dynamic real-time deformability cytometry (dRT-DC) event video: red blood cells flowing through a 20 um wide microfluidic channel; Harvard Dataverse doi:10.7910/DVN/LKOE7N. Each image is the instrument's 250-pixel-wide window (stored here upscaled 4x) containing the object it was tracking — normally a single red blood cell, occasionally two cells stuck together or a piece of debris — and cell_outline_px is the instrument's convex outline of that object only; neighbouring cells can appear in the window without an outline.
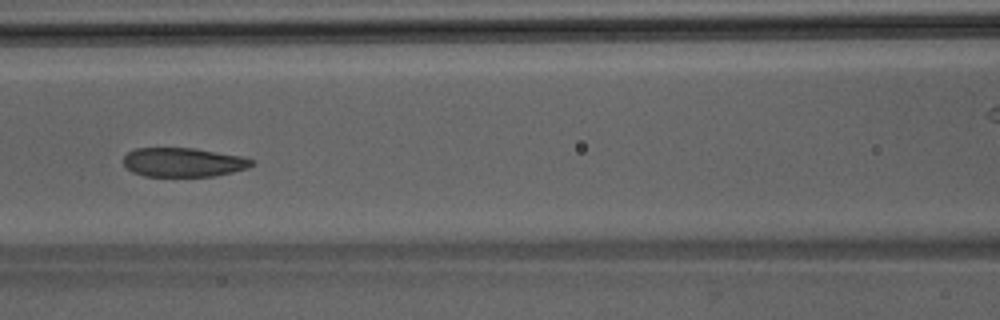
{"species": "Egyptian fruit bat (a non-hibernating species)", "species_latin": "Rousettus aegyptiacus", "temperature_condition": "room temperature", "stored_images_in_passage": 47, "camera_frame_rate_fps": 3000, "um_per_image_px": 0.085, "animal": {"sex": "male"}, "frame": {"image": 1, "passage_image": 19, "time_ms": 6.0, "image_size_px": [1000, 320], "cell_outline_px": [[256, 164], [248, 168], [216, 176], [144, 176], [132, 172], [124, 164], [124, 156], [128, 152], [136, 148], [196, 148], [244, 156], [256, 160]], "centroid_in_image_um": [15.65, 13.79], "position_along_channel_um": 150.9, "area_um2": 22.02}}
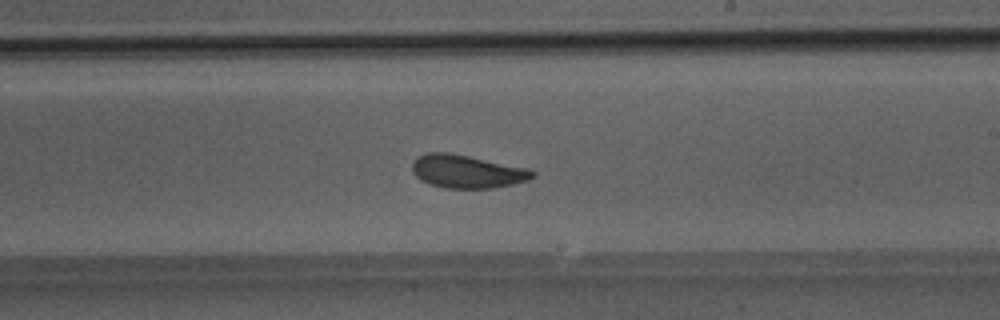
{"frame": {"image": 2, "passage_image": 26, "time_ms": 8.333, "image_size_px": [1000, 320], "cell_outline_px": [[536, 176], [528, 180], [512, 184], [492, 188], [444, 188], [420, 180], [412, 172], [412, 160], [416, 156], [428, 152], [448, 152], [528, 168], [536, 172]], "centroid_in_image_um": [39.67, 14.57], "position_along_channel_um": 249.3, "area_um2": 23.29}}
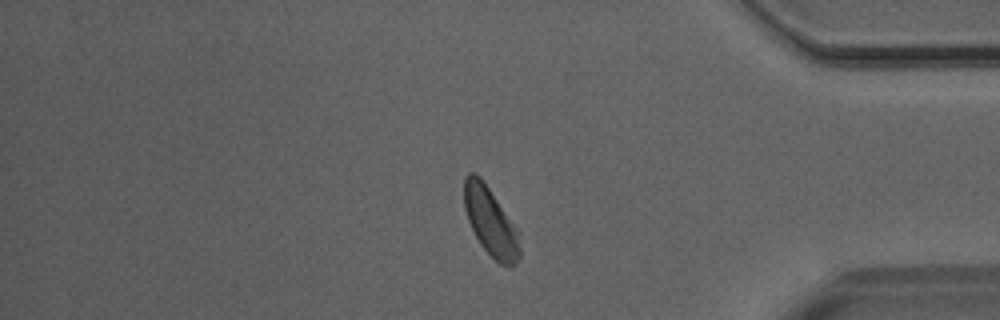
{"frame": {"image": 3, "passage_image": 38, "time_ms": 12.333, "image_size_px": [1000, 320], "cell_outline_px": [[520, 256], [516, 264], [512, 268], [500, 264], [480, 244], [468, 220], [464, 208], [464, 176], [468, 172], [476, 172], [480, 176], [520, 232]], "centroid_in_image_um": [41.72, 18.84], "position_along_channel_um": 393.5, "area_um2": 22.31}}